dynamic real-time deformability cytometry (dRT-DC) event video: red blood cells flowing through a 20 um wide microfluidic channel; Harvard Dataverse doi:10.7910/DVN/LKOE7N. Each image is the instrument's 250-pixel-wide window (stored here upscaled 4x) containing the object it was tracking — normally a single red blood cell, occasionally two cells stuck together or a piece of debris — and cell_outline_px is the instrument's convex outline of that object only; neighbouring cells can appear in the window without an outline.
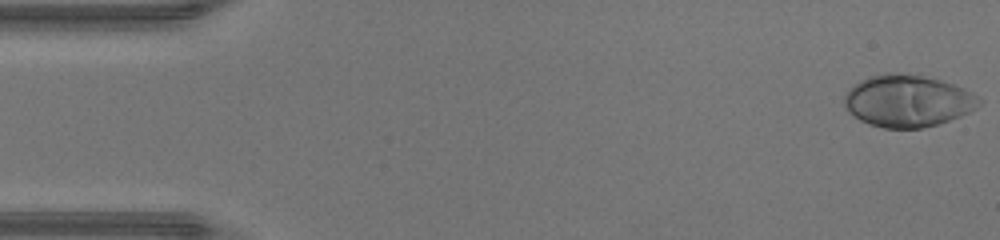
{"species": "human", "species_latin": "Homo sapiens", "temperature_condition": "warm", "stored_images_in_passage": 46, "camera_frame_rate_fps": 3000, "um_per_image_px": 0.085, "donor": {"sex": "male"}, "frame": {"image": 1, "passage_image": 1, "time_ms": 0.0, "image_size_px": [1000, 240], "cell_outline_px": [[984, 100], [976, 108], [960, 116], [936, 124], [920, 128], [884, 128], [868, 124], [860, 120], [848, 112], [844, 104], [844, 96], [848, 88], [852, 84], [868, 76], [884, 72], [888, 72], [924, 76], [940, 80], [964, 88], [980, 96]], "centroid_in_image_um": [77.13, 8.56], "position_along_channel_um": 7.9, "area_um2": 41.1}}
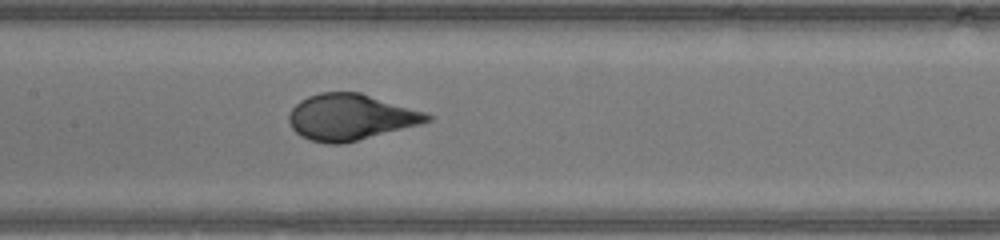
{"frame": {"image": 2, "passage_image": 22, "time_ms": 7.0, "image_size_px": [1000, 240], "cell_outline_px": [[432, 120], [420, 124], [340, 144], [328, 144], [312, 140], [300, 136], [292, 128], [288, 120], [288, 116], [292, 108], [300, 100], [308, 96], [320, 92], [360, 92], [424, 112], [432, 116]], "centroid_in_image_um": [29.75, 9.94], "position_along_channel_um": 177.6, "area_um2": 36.7}}
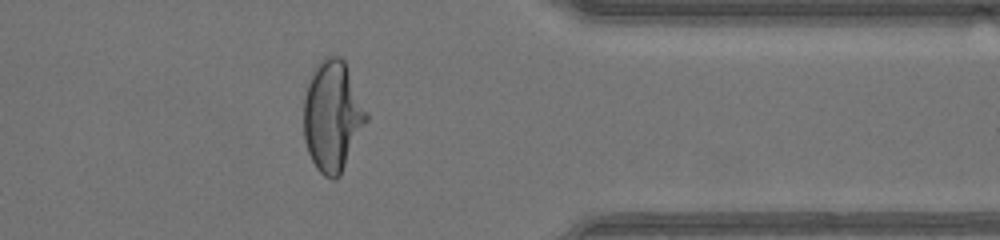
{"frame": {"image": 3, "passage_image": 37, "time_ms": 12.0, "image_size_px": [1000, 240], "cell_outline_px": [[368, 120], [340, 176], [336, 180], [332, 180], [324, 176], [316, 168], [308, 152], [304, 140], [304, 96], [312, 72], [316, 64], [324, 56], [340, 56], [344, 60], [368, 112]], "centroid_in_image_um": [28.27, 9.87], "position_along_channel_um": 383.1, "area_um2": 40.63}, "authors_computed_cell_mechanics": {"area_um2": 37.9746, "velocity_mm_per_s": 4.4265, "shape_relaxation_time_tau1_ms": 3.6397, "shape_relaxation_time_tau2_ms": null, "deformation_change_tau1": 0.263, "deformation_change_tau2": null}}